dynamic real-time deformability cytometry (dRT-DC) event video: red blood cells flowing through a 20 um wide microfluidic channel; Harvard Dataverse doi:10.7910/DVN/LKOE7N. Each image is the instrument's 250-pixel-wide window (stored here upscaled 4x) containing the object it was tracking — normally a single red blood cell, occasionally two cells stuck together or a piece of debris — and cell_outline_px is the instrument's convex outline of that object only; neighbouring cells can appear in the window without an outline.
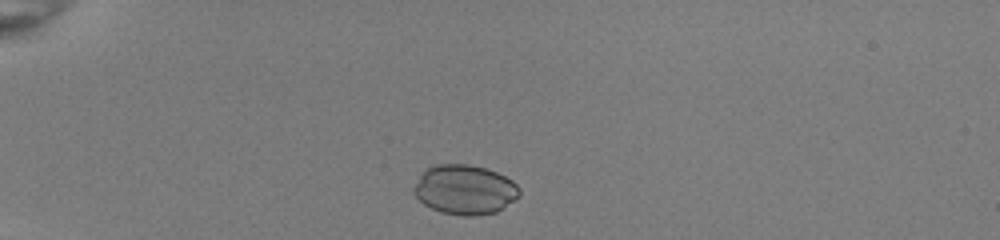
{"species": "common noctule bat (a hibernating species)", "species_latin": "Nyctalus noctula", "temperature_condition": "room temperature", "stored_images_in_passage": 34, "camera_frame_rate_fps": 3000, "um_per_image_px": 0.085, "animal": {"sex": "female", "body_mass_g": 22.0, "forearm_length_mm": 56.7}, "frame": {"image": 1, "passage_image": 3, "time_ms": 0.667, "image_size_px": [1000, 240], "cell_outline_px": [[520, 196], [496, 212], [476, 216], [464, 216], [440, 212], [424, 204], [412, 192], [412, 188], [424, 168], [436, 164], [468, 164], [484, 168], [496, 172], [512, 180], [520, 188]], "centroid_in_image_um": [39.48, 16.12], "position_along_channel_um": 45.5, "area_um2": 30.69}}
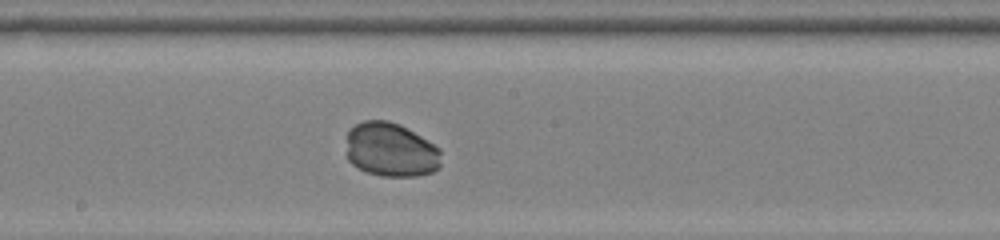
{"frame": {"image": 2, "passage_image": 19, "time_ms": 6.0, "image_size_px": [1000, 240], "cell_outline_px": [[440, 168], [432, 172], [416, 176], [380, 176], [356, 168], [348, 160], [348, 128], [364, 120], [388, 120], [400, 124], [440, 148]], "centroid_in_image_um": [33.22, 12.73], "position_along_channel_um": 215.0, "area_um2": 30.0}}
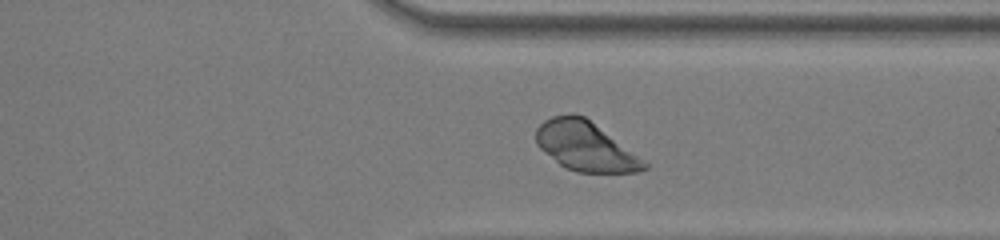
{"frame": {"image": 3, "passage_image": 30, "time_ms": 9.667, "image_size_px": [1000, 240], "cell_outline_px": [[648, 168], [636, 172], [576, 172], [560, 164], [544, 152], [536, 144], [536, 128], [544, 120], [552, 116], [572, 112], [584, 116], [644, 160], [648, 164]], "centroid_in_image_um": [49.72, 12.41], "position_along_channel_um": 361.7, "area_um2": 30.69}}